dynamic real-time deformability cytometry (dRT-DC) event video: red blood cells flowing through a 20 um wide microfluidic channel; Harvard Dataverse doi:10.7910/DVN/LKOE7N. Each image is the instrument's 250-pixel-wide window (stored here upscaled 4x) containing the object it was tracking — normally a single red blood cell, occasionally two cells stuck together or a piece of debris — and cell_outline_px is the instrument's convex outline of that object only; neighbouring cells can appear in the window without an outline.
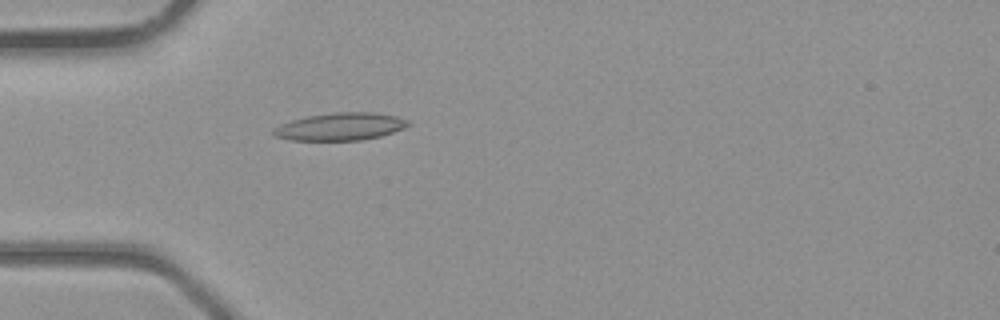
{"species": "common noctule bat (a hibernating species)", "species_latin": "Nyctalus noctula", "temperature_condition": "room temperature", "stored_images_in_passage": 25, "camera_frame_rate_fps": 3000, "um_per_image_px": 0.085, "animal": {"sex": "male", "body_mass_g": 23.1, "forearm_length_mm": 52.7}, "frame": {"image": 1, "passage_image": 2, "time_ms": 0.333, "image_size_px": [1000, 320], "cell_outline_px": [[412, 124], [404, 128], [380, 136], [360, 140], [288, 140], [276, 136], [272, 132], [272, 128], [280, 124], [292, 120], [308, 116], [332, 112], [376, 112], [396, 116], [408, 120]], "centroid_in_image_um": [28.93, 10.75], "position_along_channel_um": 56.1, "area_um2": 21.68}}
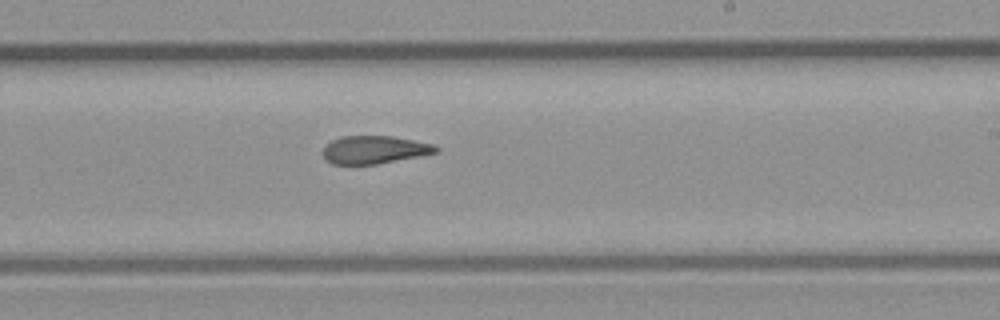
{"frame": {"image": 2, "passage_image": 14, "time_ms": 4.333, "image_size_px": [1000, 320], "cell_outline_px": [[440, 148], [436, 152], [376, 164], [332, 164], [324, 156], [324, 144], [340, 136], [392, 136], [432, 144]], "centroid_in_image_um": [31.77, 12.71], "position_along_channel_um": 257.2, "area_um2": 18.03}}
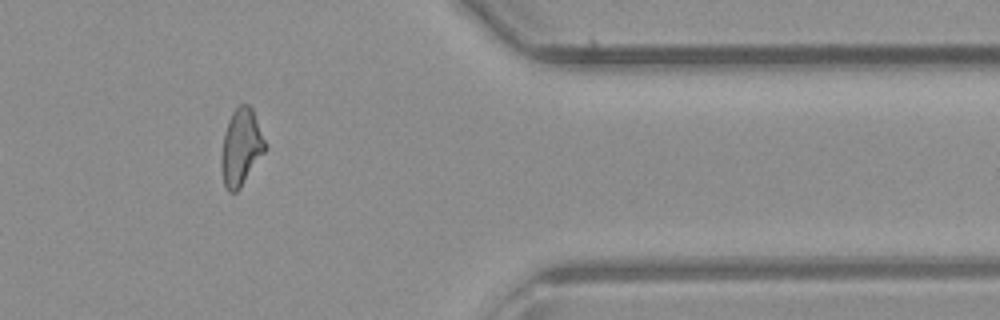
{"frame": {"image": 3, "passage_image": 23, "time_ms": 7.333, "image_size_px": [1000, 320], "cell_outline_px": [[268, 148], [240, 188], [236, 192], [228, 192], [224, 184], [220, 160], [224, 132], [228, 120], [232, 112], [240, 104], [248, 104], [252, 108]], "centroid_in_image_um": [20.49, 12.52], "position_along_channel_um": 390.9, "area_um2": 19.65}}